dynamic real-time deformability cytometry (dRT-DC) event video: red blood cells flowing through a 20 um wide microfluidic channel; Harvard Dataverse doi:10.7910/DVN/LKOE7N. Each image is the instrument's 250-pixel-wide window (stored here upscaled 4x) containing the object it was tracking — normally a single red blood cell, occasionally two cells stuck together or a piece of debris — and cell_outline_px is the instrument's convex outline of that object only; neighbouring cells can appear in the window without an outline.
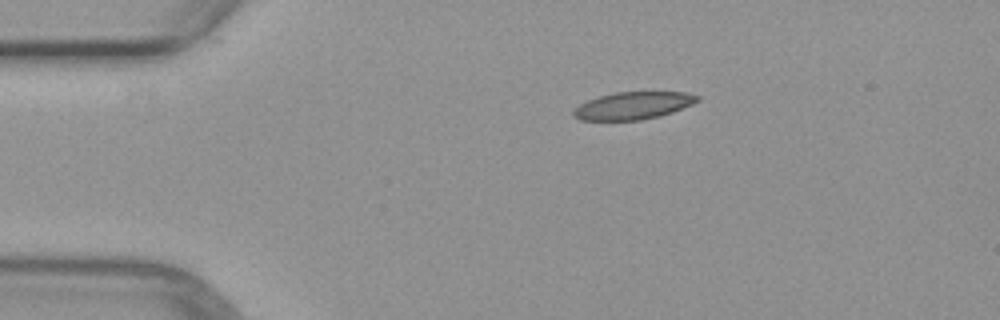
{"species": "common noctule bat (a hibernating species)", "species_latin": "Nyctalus noctula", "temperature_condition": "warm", "stored_images_in_passage": 3, "camera_frame_rate_fps": 3000, "um_per_image_px": 0.085, "animal": {"sex": "female", "body_mass_g": 29.2, "forearm_length_mm": 56.3}, "frame": {"image": 1, "passage_image": 1, "time_ms": 0.0, "image_size_px": [1000, 320], "cell_outline_px": [[700, 100], [692, 104], [672, 112], [660, 116], [640, 120], [580, 120], [572, 116], [572, 112], [580, 104], [588, 100], [600, 96], [616, 92], [688, 92], [700, 96]], "centroid_in_image_um": [53.83, 8.98], "position_along_channel_um": 31.2, "area_um2": 19.77}}
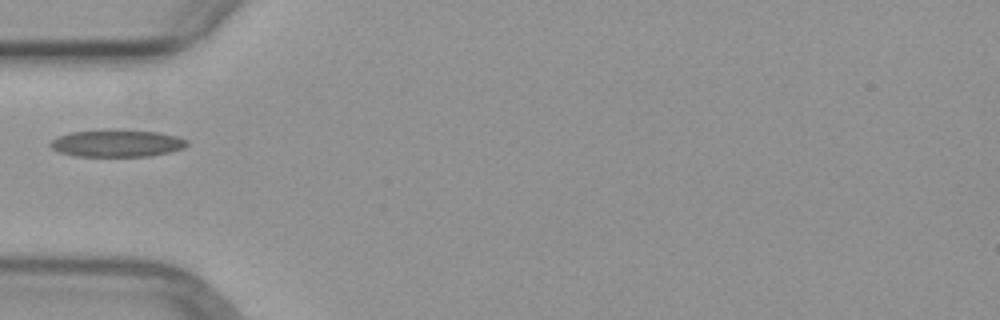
{"frame": {"image": 2, "passage_image": 2, "time_ms": 2.333, "image_size_px": [1000, 320], "cell_outline_px": [[188, 144], [184, 148], [152, 156], [76, 156], [60, 152], [52, 148], [48, 144], [56, 136], [68, 132], [104, 128], [116, 128], [160, 132], [176, 136], [188, 140]], "centroid_in_image_um": [9.91, 12.14], "position_along_channel_um": 75.1, "area_um2": 22.31}}
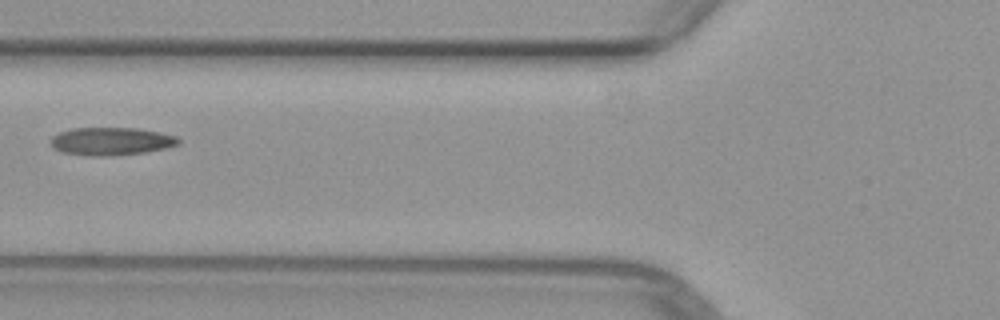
{"frame": {"image": 3, "passage_image": 3, "time_ms": 3.333, "image_size_px": [1000, 320], "cell_outline_px": [[180, 144], [164, 148], [144, 152], [112, 156], [88, 156], [60, 152], [52, 148], [52, 136], [60, 132], [72, 128], [136, 128], [160, 132], [176, 136], [180, 140]], "centroid_in_image_um": [9.43, 12.01], "position_along_channel_um": 116.4, "area_um2": 20.81}}